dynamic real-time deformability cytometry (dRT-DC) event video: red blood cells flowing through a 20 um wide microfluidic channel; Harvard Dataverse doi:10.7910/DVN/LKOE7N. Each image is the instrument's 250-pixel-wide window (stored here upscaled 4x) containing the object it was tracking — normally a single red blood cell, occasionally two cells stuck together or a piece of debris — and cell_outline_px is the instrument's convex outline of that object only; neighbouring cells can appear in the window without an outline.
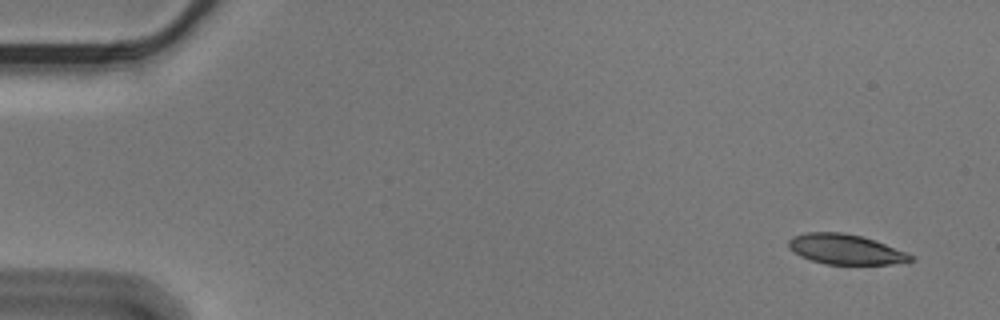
{"species": "Egyptian fruit bat (a non-hibernating species)", "species_latin": "Rousettus aegyptiacus", "temperature_condition": "cold", "stored_images_in_passage": 56, "camera_frame_rate_fps": 3000, "um_per_image_px": 0.085, "animal": {"sex": "male"}, "frame": {"image": 1, "passage_image": 3, "time_ms": 0.667, "image_size_px": [1000, 320], "cell_outline_px": [[916, 260], [892, 264], [824, 264], [800, 256], [792, 252], [788, 248], [788, 240], [792, 236], [804, 232], [844, 232], [860, 236], [908, 252]], "centroid_in_image_um": [71.82, 21.19], "position_along_channel_um": 13.2, "area_um2": 21.44}}
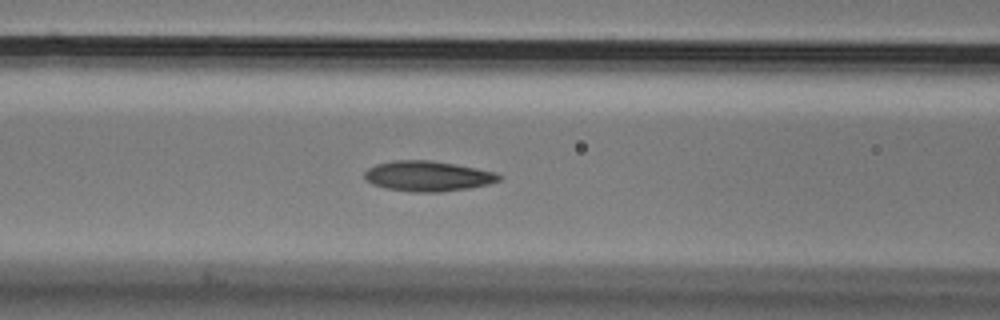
{"frame": {"image": 2, "passage_image": 23, "time_ms": 7.333, "image_size_px": [1000, 320], "cell_outline_px": [[500, 180], [488, 184], [468, 188], [440, 192], [412, 192], [384, 188], [372, 184], [364, 176], [364, 172], [368, 168], [376, 164], [392, 160], [432, 160], [456, 164], [496, 172], [500, 176]], "centroid_in_image_um": [36.34, 14.96], "position_along_channel_um": 130.3, "area_um2": 23.76}}
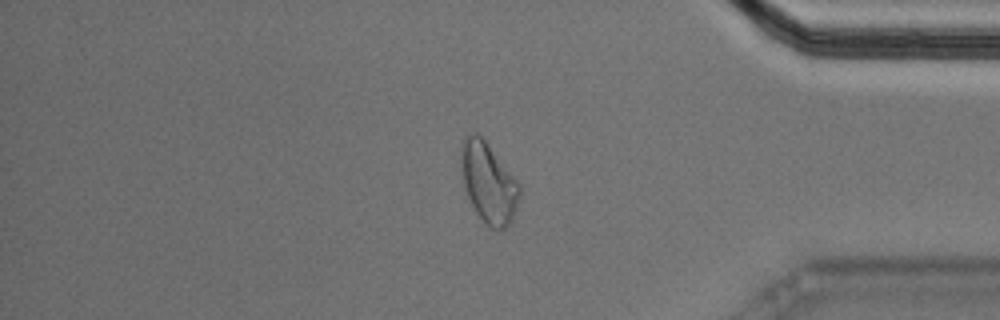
{"frame": {"image": 3, "passage_image": 47, "time_ms": 15.333, "image_size_px": [1000, 320], "cell_outline_px": [[520, 196], [512, 220], [504, 228], [488, 228], [476, 212], [468, 196], [460, 172], [460, 144], [464, 136], [472, 132], [476, 132], [488, 144], [520, 184]], "centroid_in_image_um": [41.49, 15.5], "position_along_channel_um": 393.7, "area_um2": 27.34}, "authors_computed_cell_mechanics": {"area_um2": 23.0911, "velocity_mm_per_s": 3.5603, "shape_relaxation_time_tau1_ms": 5.3887, "shape_relaxation_time_tau2_ms": 2.5563, "deformation_change_tau1": 0.1486, "deformation_change_tau2": 0.0864}}